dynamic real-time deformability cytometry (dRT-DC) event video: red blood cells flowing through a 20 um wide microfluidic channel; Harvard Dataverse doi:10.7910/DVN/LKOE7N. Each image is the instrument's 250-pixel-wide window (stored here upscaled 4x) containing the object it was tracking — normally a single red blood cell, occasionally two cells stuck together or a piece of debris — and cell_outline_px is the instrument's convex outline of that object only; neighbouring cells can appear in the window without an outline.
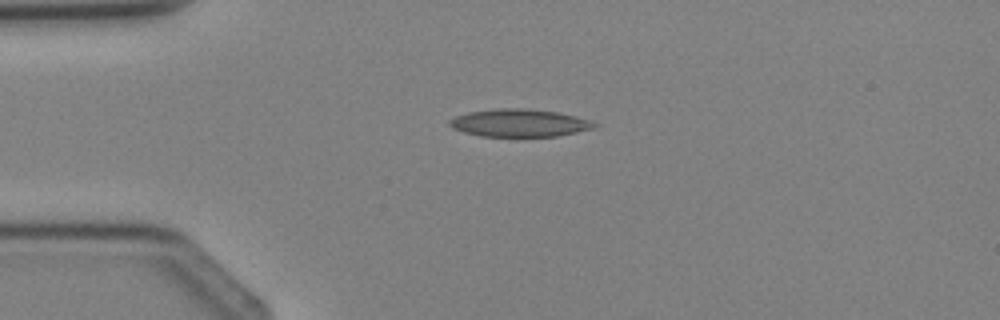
{"species": "Egyptian fruit bat (a non-hibernating species)", "species_latin": "Rousettus aegyptiacus", "temperature_condition": "cold", "stored_images_in_passage": 1, "camera_frame_rate_fps": 3000, "um_per_image_px": 0.085, "animal": {"sex": "female"}, "frame": {"image": 1, "passage_image": 1, "time_ms": 0.0, "image_size_px": [1000, 320], "cell_outline_px": [[600, 124], [596, 128], [556, 136], [480, 136], [464, 132], [452, 128], [448, 124], [448, 120], [456, 116], [468, 112], [496, 108], [524, 108], [556, 112], [576, 116]], "centroid_in_image_um": [44.14, 10.44], "position_along_channel_um": 40.9, "area_um2": 23.35}}